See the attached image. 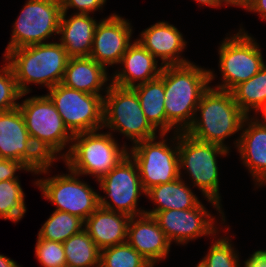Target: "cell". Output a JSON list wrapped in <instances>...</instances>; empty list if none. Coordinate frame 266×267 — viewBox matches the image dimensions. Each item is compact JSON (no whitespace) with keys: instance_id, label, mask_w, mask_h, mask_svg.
<instances>
[{"instance_id":"obj_17","label":"cell","mask_w":266,"mask_h":267,"mask_svg":"<svg viewBox=\"0 0 266 267\" xmlns=\"http://www.w3.org/2000/svg\"><path fill=\"white\" fill-rule=\"evenodd\" d=\"M137 40L161 65H181L191 62L184 58L187 41L180 30L167 21H158L139 33Z\"/></svg>"},{"instance_id":"obj_23","label":"cell","mask_w":266,"mask_h":267,"mask_svg":"<svg viewBox=\"0 0 266 267\" xmlns=\"http://www.w3.org/2000/svg\"><path fill=\"white\" fill-rule=\"evenodd\" d=\"M179 177L169 183L152 187L146 196L153 203V209H146L145 214L154 216L157 212L170 209L184 210L197 207L201 200L193 192L191 185Z\"/></svg>"},{"instance_id":"obj_15","label":"cell","mask_w":266,"mask_h":267,"mask_svg":"<svg viewBox=\"0 0 266 267\" xmlns=\"http://www.w3.org/2000/svg\"><path fill=\"white\" fill-rule=\"evenodd\" d=\"M133 26L117 13L99 20L93 38L90 56L97 63L112 68L118 65L133 42Z\"/></svg>"},{"instance_id":"obj_6","label":"cell","mask_w":266,"mask_h":267,"mask_svg":"<svg viewBox=\"0 0 266 267\" xmlns=\"http://www.w3.org/2000/svg\"><path fill=\"white\" fill-rule=\"evenodd\" d=\"M219 45L218 67L222 77L220 83L210 85L213 88L232 91L256 75L265 65L260 44L242 25L236 33H227Z\"/></svg>"},{"instance_id":"obj_26","label":"cell","mask_w":266,"mask_h":267,"mask_svg":"<svg viewBox=\"0 0 266 267\" xmlns=\"http://www.w3.org/2000/svg\"><path fill=\"white\" fill-rule=\"evenodd\" d=\"M238 107L247 115L256 116L266 107V64L248 81L240 83L232 91Z\"/></svg>"},{"instance_id":"obj_20","label":"cell","mask_w":266,"mask_h":267,"mask_svg":"<svg viewBox=\"0 0 266 267\" xmlns=\"http://www.w3.org/2000/svg\"><path fill=\"white\" fill-rule=\"evenodd\" d=\"M107 70L105 66L97 63L91 57H71L65 68L61 84L68 88L104 97L112 83Z\"/></svg>"},{"instance_id":"obj_2","label":"cell","mask_w":266,"mask_h":267,"mask_svg":"<svg viewBox=\"0 0 266 267\" xmlns=\"http://www.w3.org/2000/svg\"><path fill=\"white\" fill-rule=\"evenodd\" d=\"M231 151L224 147L199 141L192 138L185 132L178 133V157H179V175L184 178L186 174L190 179V185L200 190L204 200L213 206L219 213L221 227L225 233L231 229L226 225V218L222 207L221 195L219 193V157H226ZM184 170V171H183ZM227 226V228H226Z\"/></svg>"},{"instance_id":"obj_12","label":"cell","mask_w":266,"mask_h":267,"mask_svg":"<svg viewBox=\"0 0 266 267\" xmlns=\"http://www.w3.org/2000/svg\"><path fill=\"white\" fill-rule=\"evenodd\" d=\"M47 91L46 95L72 135L102 130L104 97L68 88L61 83Z\"/></svg>"},{"instance_id":"obj_38","label":"cell","mask_w":266,"mask_h":267,"mask_svg":"<svg viewBox=\"0 0 266 267\" xmlns=\"http://www.w3.org/2000/svg\"><path fill=\"white\" fill-rule=\"evenodd\" d=\"M249 12L257 13L263 21L266 20V0H253Z\"/></svg>"},{"instance_id":"obj_4","label":"cell","mask_w":266,"mask_h":267,"mask_svg":"<svg viewBox=\"0 0 266 267\" xmlns=\"http://www.w3.org/2000/svg\"><path fill=\"white\" fill-rule=\"evenodd\" d=\"M11 65L22 94L30 93V85L48 90L62 82L69 56L59 42H47L10 50L3 56Z\"/></svg>"},{"instance_id":"obj_36","label":"cell","mask_w":266,"mask_h":267,"mask_svg":"<svg viewBox=\"0 0 266 267\" xmlns=\"http://www.w3.org/2000/svg\"><path fill=\"white\" fill-rule=\"evenodd\" d=\"M18 171H26L36 175L34 172L29 171L21 162L0 157V181L19 179V175H16Z\"/></svg>"},{"instance_id":"obj_44","label":"cell","mask_w":266,"mask_h":267,"mask_svg":"<svg viewBox=\"0 0 266 267\" xmlns=\"http://www.w3.org/2000/svg\"><path fill=\"white\" fill-rule=\"evenodd\" d=\"M260 251L266 255V249L265 250L264 249L263 250L260 249Z\"/></svg>"},{"instance_id":"obj_10","label":"cell","mask_w":266,"mask_h":267,"mask_svg":"<svg viewBox=\"0 0 266 267\" xmlns=\"http://www.w3.org/2000/svg\"><path fill=\"white\" fill-rule=\"evenodd\" d=\"M68 173L36 179L34 185L55 210L68 212L86 220L99 207V193L85 180L67 168Z\"/></svg>"},{"instance_id":"obj_32","label":"cell","mask_w":266,"mask_h":267,"mask_svg":"<svg viewBox=\"0 0 266 267\" xmlns=\"http://www.w3.org/2000/svg\"><path fill=\"white\" fill-rule=\"evenodd\" d=\"M100 267L153 266L126 242L100 250Z\"/></svg>"},{"instance_id":"obj_42","label":"cell","mask_w":266,"mask_h":267,"mask_svg":"<svg viewBox=\"0 0 266 267\" xmlns=\"http://www.w3.org/2000/svg\"><path fill=\"white\" fill-rule=\"evenodd\" d=\"M260 113L262 115L260 120L266 125V107Z\"/></svg>"},{"instance_id":"obj_18","label":"cell","mask_w":266,"mask_h":267,"mask_svg":"<svg viewBox=\"0 0 266 267\" xmlns=\"http://www.w3.org/2000/svg\"><path fill=\"white\" fill-rule=\"evenodd\" d=\"M141 256L155 267L169 255L171 243L153 216L142 214L130 218L127 240Z\"/></svg>"},{"instance_id":"obj_27","label":"cell","mask_w":266,"mask_h":267,"mask_svg":"<svg viewBox=\"0 0 266 267\" xmlns=\"http://www.w3.org/2000/svg\"><path fill=\"white\" fill-rule=\"evenodd\" d=\"M66 265L71 267H100V249L83 229L63 243Z\"/></svg>"},{"instance_id":"obj_7","label":"cell","mask_w":266,"mask_h":267,"mask_svg":"<svg viewBox=\"0 0 266 267\" xmlns=\"http://www.w3.org/2000/svg\"><path fill=\"white\" fill-rule=\"evenodd\" d=\"M110 133L119 132L132 145L157 137V131L147 121L133 88L110 84L104 96L103 127Z\"/></svg>"},{"instance_id":"obj_41","label":"cell","mask_w":266,"mask_h":267,"mask_svg":"<svg viewBox=\"0 0 266 267\" xmlns=\"http://www.w3.org/2000/svg\"><path fill=\"white\" fill-rule=\"evenodd\" d=\"M196 1L197 3H199L198 5L202 6V5H205V6H208V7H213V8H220V1L219 0H194Z\"/></svg>"},{"instance_id":"obj_9","label":"cell","mask_w":266,"mask_h":267,"mask_svg":"<svg viewBox=\"0 0 266 267\" xmlns=\"http://www.w3.org/2000/svg\"><path fill=\"white\" fill-rule=\"evenodd\" d=\"M61 15L60 0H26L12 26L3 56L20 47L47 43L51 37L54 40L58 36Z\"/></svg>"},{"instance_id":"obj_45","label":"cell","mask_w":266,"mask_h":267,"mask_svg":"<svg viewBox=\"0 0 266 267\" xmlns=\"http://www.w3.org/2000/svg\"><path fill=\"white\" fill-rule=\"evenodd\" d=\"M60 267H71V266H69V265H63V266H60Z\"/></svg>"},{"instance_id":"obj_16","label":"cell","mask_w":266,"mask_h":267,"mask_svg":"<svg viewBox=\"0 0 266 267\" xmlns=\"http://www.w3.org/2000/svg\"><path fill=\"white\" fill-rule=\"evenodd\" d=\"M239 135L233 141L239 159L250 172L255 187L266 186V125L258 116H247Z\"/></svg>"},{"instance_id":"obj_28","label":"cell","mask_w":266,"mask_h":267,"mask_svg":"<svg viewBox=\"0 0 266 267\" xmlns=\"http://www.w3.org/2000/svg\"><path fill=\"white\" fill-rule=\"evenodd\" d=\"M26 147L22 154V164L36 175L50 173L55 161L63 160V157L47 142L38 137L27 138ZM53 165V166H52Z\"/></svg>"},{"instance_id":"obj_25","label":"cell","mask_w":266,"mask_h":267,"mask_svg":"<svg viewBox=\"0 0 266 267\" xmlns=\"http://www.w3.org/2000/svg\"><path fill=\"white\" fill-rule=\"evenodd\" d=\"M133 89L138 95L143 113L158 134H167V116L165 111L164 80L156 79L139 84Z\"/></svg>"},{"instance_id":"obj_40","label":"cell","mask_w":266,"mask_h":267,"mask_svg":"<svg viewBox=\"0 0 266 267\" xmlns=\"http://www.w3.org/2000/svg\"><path fill=\"white\" fill-rule=\"evenodd\" d=\"M0 267H21V265L17 264L13 259L0 254Z\"/></svg>"},{"instance_id":"obj_30","label":"cell","mask_w":266,"mask_h":267,"mask_svg":"<svg viewBox=\"0 0 266 267\" xmlns=\"http://www.w3.org/2000/svg\"><path fill=\"white\" fill-rule=\"evenodd\" d=\"M25 196L20 179L0 181V219L20 221L27 211Z\"/></svg>"},{"instance_id":"obj_3","label":"cell","mask_w":266,"mask_h":267,"mask_svg":"<svg viewBox=\"0 0 266 267\" xmlns=\"http://www.w3.org/2000/svg\"><path fill=\"white\" fill-rule=\"evenodd\" d=\"M246 117L231 91L210 86L203 93L194 120L185 133L194 139L217 144L230 151L231 146L225 140L241 132Z\"/></svg>"},{"instance_id":"obj_29","label":"cell","mask_w":266,"mask_h":267,"mask_svg":"<svg viewBox=\"0 0 266 267\" xmlns=\"http://www.w3.org/2000/svg\"><path fill=\"white\" fill-rule=\"evenodd\" d=\"M84 229V220L76 215L54 210L44 222L37 236L40 239L63 243Z\"/></svg>"},{"instance_id":"obj_37","label":"cell","mask_w":266,"mask_h":267,"mask_svg":"<svg viewBox=\"0 0 266 267\" xmlns=\"http://www.w3.org/2000/svg\"><path fill=\"white\" fill-rule=\"evenodd\" d=\"M243 263L242 267H266V255L256 250Z\"/></svg>"},{"instance_id":"obj_11","label":"cell","mask_w":266,"mask_h":267,"mask_svg":"<svg viewBox=\"0 0 266 267\" xmlns=\"http://www.w3.org/2000/svg\"><path fill=\"white\" fill-rule=\"evenodd\" d=\"M97 182L106 195L99 194V206L130 217L145 214L146 209L137 207L139 197H146V192L137 165L129 154Z\"/></svg>"},{"instance_id":"obj_1","label":"cell","mask_w":266,"mask_h":267,"mask_svg":"<svg viewBox=\"0 0 266 267\" xmlns=\"http://www.w3.org/2000/svg\"><path fill=\"white\" fill-rule=\"evenodd\" d=\"M214 73L193 62L163 66L167 134L186 132L191 126L203 93L217 76Z\"/></svg>"},{"instance_id":"obj_19","label":"cell","mask_w":266,"mask_h":267,"mask_svg":"<svg viewBox=\"0 0 266 267\" xmlns=\"http://www.w3.org/2000/svg\"><path fill=\"white\" fill-rule=\"evenodd\" d=\"M158 64V60L135 39L117 65L119 69L111 74V82L120 87L133 88L158 78L163 68Z\"/></svg>"},{"instance_id":"obj_34","label":"cell","mask_w":266,"mask_h":267,"mask_svg":"<svg viewBox=\"0 0 266 267\" xmlns=\"http://www.w3.org/2000/svg\"><path fill=\"white\" fill-rule=\"evenodd\" d=\"M35 256L42 267H60L66 265V256L61 242L40 239L37 236Z\"/></svg>"},{"instance_id":"obj_14","label":"cell","mask_w":266,"mask_h":267,"mask_svg":"<svg viewBox=\"0 0 266 267\" xmlns=\"http://www.w3.org/2000/svg\"><path fill=\"white\" fill-rule=\"evenodd\" d=\"M153 217L171 244L184 246L203 236L214 237L220 231L217 218L202 202L192 209H170L157 212Z\"/></svg>"},{"instance_id":"obj_24","label":"cell","mask_w":266,"mask_h":267,"mask_svg":"<svg viewBox=\"0 0 266 267\" xmlns=\"http://www.w3.org/2000/svg\"><path fill=\"white\" fill-rule=\"evenodd\" d=\"M29 132L19 107L0 112V157L22 163Z\"/></svg>"},{"instance_id":"obj_22","label":"cell","mask_w":266,"mask_h":267,"mask_svg":"<svg viewBox=\"0 0 266 267\" xmlns=\"http://www.w3.org/2000/svg\"><path fill=\"white\" fill-rule=\"evenodd\" d=\"M130 216L99 206L85 221L84 230L100 250L126 243Z\"/></svg>"},{"instance_id":"obj_31","label":"cell","mask_w":266,"mask_h":267,"mask_svg":"<svg viewBox=\"0 0 266 267\" xmlns=\"http://www.w3.org/2000/svg\"><path fill=\"white\" fill-rule=\"evenodd\" d=\"M215 234L211 246L208 248L207 254L200 260L206 267H242L238 250L234 248V244L227 233L224 236ZM218 236V237H217ZM221 236V237H220ZM230 237V238H229ZM217 238V239H216Z\"/></svg>"},{"instance_id":"obj_21","label":"cell","mask_w":266,"mask_h":267,"mask_svg":"<svg viewBox=\"0 0 266 267\" xmlns=\"http://www.w3.org/2000/svg\"><path fill=\"white\" fill-rule=\"evenodd\" d=\"M98 22L91 14L62 12L58 42L70 58L90 56Z\"/></svg>"},{"instance_id":"obj_39","label":"cell","mask_w":266,"mask_h":267,"mask_svg":"<svg viewBox=\"0 0 266 267\" xmlns=\"http://www.w3.org/2000/svg\"><path fill=\"white\" fill-rule=\"evenodd\" d=\"M220 1V7L224 6H235V7H241L244 8L246 11H249L251 8L253 0H219Z\"/></svg>"},{"instance_id":"obj_8","label":"cell","mask_w":266,"mask_h":267,"mask_svg":"<svg viewBox=\"0 0 266 267\" xmlns=\"http://www.w3.org/2000/svg\"><path fill=\"white\" fill-rule=\"evenodd\" d=\"M171 134L170 139L168 134H159L129 147L128 154L137 165L145 192L180 177L178 133Z\"/></svg>"},{"instance_id":"obj_33","label":"cell","mask_w":266,"mask_h":267,"mask_svg":"<svg viewBox=\"0 0 266 267\" xmlns=\"http://www.w3.org/2000/svg\"><path fill=\"white\" fill-rule=\"evenodd\" d=\"M3 62L5 64L0 68V112L17 108L20 103L18 100L28 95L20 92L13 69L4 57Z\"/></svg>"},{"instance_id":"obj_35","label":"cell","mask_w":266,"mask_h":267,"mask_svg":"<svg viewBox=\"0 0 266 267\" xmlns=\"http://www.w3.org/2000/svg\"><path fill=\"white\" fill-rule=\"evenodd\" d=\"M62 12H67L69 9H75L74 13L90 14L96 11H103L107 0H60ZM77 11V12H76Z\"/></svg>"},{"instance_id":"obj_13","label":"cell","mask_w":266,"mask_h":267,"mask_svg":"<svg viewBox=\"0 0 266 267\" xmlns=\"http://www.w3.org/2000/svg\"><path fill=\"white\" fill-rule=\"evenodd\" d=\"M18 107L29 135L47 142L64 158L70 150L73 135L64 125L51 99L46 94L33 95L25 97Z\"/></svg>"},{"instance_id":"obj_5","label":"cell","mask_w":266,"mask_h":267,"mask_svg":"<svg viewBox=\"0 0 266 267\" xmlns=\"http://www.w3.org/2000/svg\"><path fill=\"white\" fill-rule=\"evenodd\" d=\"M100 131L73 135L70 150L63 158L66 168L99 181L128 155L125 142L120 146L113 133Z\"/></svg>"},{"instance_id":"obj_43","label":"cell","mask_w":266,"mask_h":267,"mask_svg":"<svg viewBox=\"0 0 266 267\" xmlns=\"http://www.w3.org/2000/svg\"><path fill=\"white\" fill-rule=\"evenodd\" d=\"M195 267H206L203 262L199 261Z\"/></svg>"}]
</instances>
